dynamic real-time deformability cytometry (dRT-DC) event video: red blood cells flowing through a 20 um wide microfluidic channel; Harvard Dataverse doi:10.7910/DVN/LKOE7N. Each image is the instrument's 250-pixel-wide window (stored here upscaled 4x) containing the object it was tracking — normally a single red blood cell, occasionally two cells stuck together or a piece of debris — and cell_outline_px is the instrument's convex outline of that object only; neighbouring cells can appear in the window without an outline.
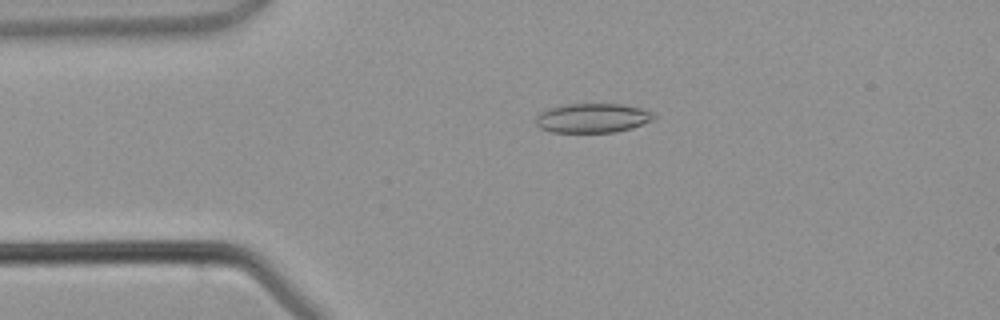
{"species": "common noctule bat (a hibernating species)", "species_latin": "Nyctalus noctula", "temperature_condition": "warm", "stored_images_in_passage": 2, "camera_frame_rate_fps": 3000, "um_per_image_px": 0.085, "animal": {"sex": "male", "body_mass_g": 21.5, "forearm_length_mm": 52.0}, "frame": {"image": 1, "passage_image": 1, "time_ms": 0.0, "image_size_px": [1000, 320], "cell_outline_px": [[656, 116], [652, 120], [632, 128], [616, 132], [552, 132], [540, 128], [536, 124], [536, 116], [540, 112], [548, 108], [564, 104], [620, 104], [644, 108], [652, 112]], "centroid_in_image_um": [50.36, 10.03], "position_along_channel_um": 34.6, "area_um2": 20.29}}